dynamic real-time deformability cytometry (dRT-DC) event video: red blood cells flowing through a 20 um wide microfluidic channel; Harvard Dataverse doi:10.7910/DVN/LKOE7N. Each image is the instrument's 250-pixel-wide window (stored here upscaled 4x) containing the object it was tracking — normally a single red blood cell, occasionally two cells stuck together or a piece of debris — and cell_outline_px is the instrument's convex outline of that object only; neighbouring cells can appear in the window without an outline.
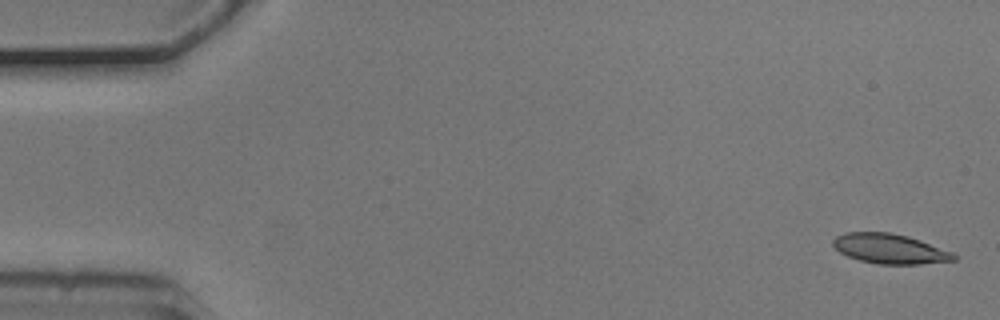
{"species": "common noctule bat (a hibernating species)", "species_latin": "Nyctalus noctula", "temperature_condition": "cold", "stored_images_in_passage": 2, "camera_frame_rate_fps": 3000, "um_per_image_px": 0.085, "animal": {"sex": "male", "body_mass_g": 20.5, "forearm_length_mm": 52.5}, "frame": {"image": 1, "passage_image": 2, "time_ms": 0.333, "image_size_px": [1000, 320], "cell_outline_px": [[956, 260], [920, 264], [880, 264], [860, 260], [848, 256], [840, 252], [832, 244], [832, 240], [836, 236], [844, 232], [888, 232], [908, 236], [920, 240], [952, 252], [956, 256]], "centroid_in_image_um": [75.62, 21.14], "position_along_channel_um": 9.4, "area_um2": 20.87}}